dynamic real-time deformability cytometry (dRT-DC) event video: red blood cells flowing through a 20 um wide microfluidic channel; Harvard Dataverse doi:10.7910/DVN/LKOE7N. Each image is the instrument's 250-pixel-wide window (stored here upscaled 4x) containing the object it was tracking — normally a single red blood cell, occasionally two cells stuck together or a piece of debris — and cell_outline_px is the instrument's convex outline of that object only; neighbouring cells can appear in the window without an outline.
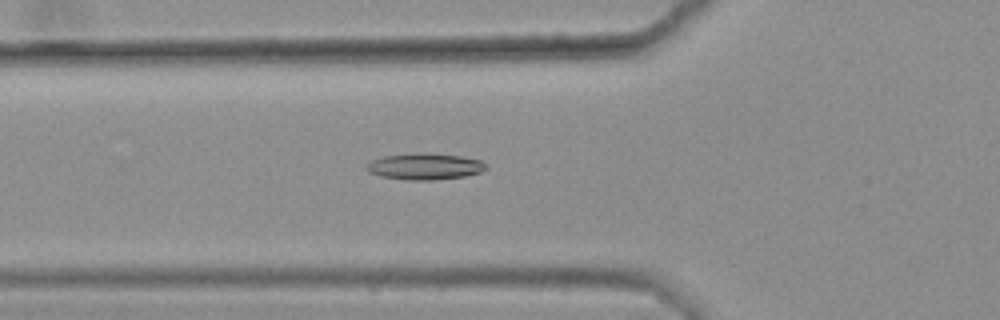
{"species": "common noctule bat (a hibernating species)", "species_latin": "Nyctalus noctula", "temperature_condition": "warm", "stored_images_in_passage": 39, "camera_frame_rate_fps": 3000, "um_per_image_px": 0.085, "animal": {"sex": "female", "body_mass_g": 25.1}, "frame": {"image": 1, "passage_image": 10, "time_ms": 3.0, "image_size_px": [1000, 320], "cell_outline_px": [[488, 168], [480, 172], [464, 176], [432, 180], [408, 180], [380, 176], [368, 172], [364, 168], [372, 160], [384, 156], [424, 152], [460, 156], [480, 160]], "centroid_in_image_um": [36.08, 14.15], "position_along_channel_um": 89.7, "area_um2": 18.26}}
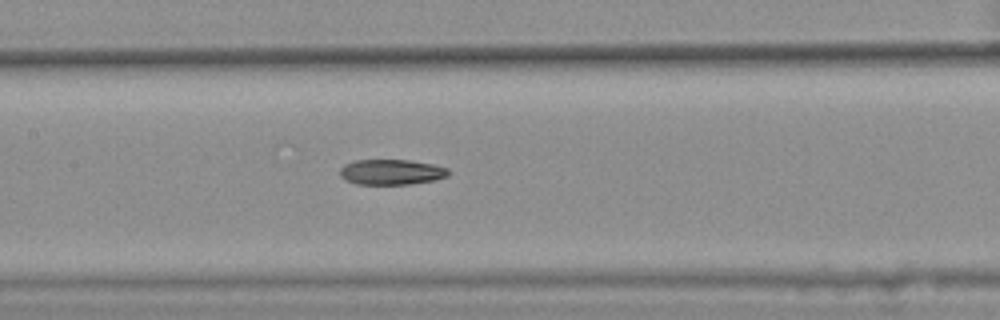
{"frame": {"image": 2, "passage_image": 17, "time_ms": 5.333, "image_size_px": [1000, 320], "cell_outline_px": [[448, 176], [432, 180], [408, 184], [356, 184], [344, 180], [340, 176], [340, 168], [344, 164], [356, 160], [408, 160], [432, 164], [448, 168]], "centroid_in_image_um": [33.21, 14.62], "position_along_channel_um": 174.2, "area_um2": 15.95}}
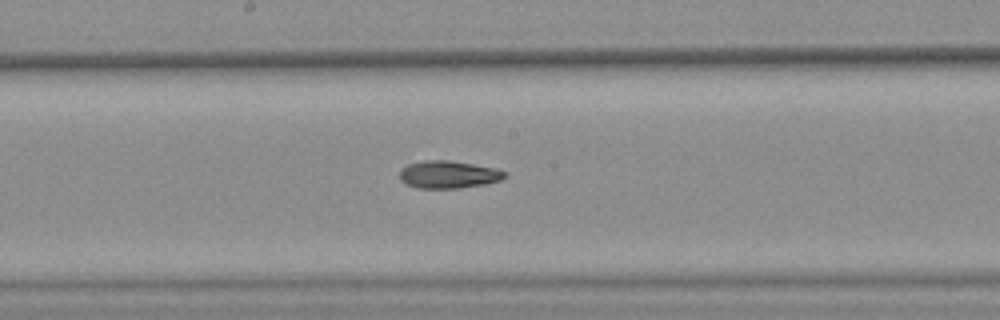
{"frame": {"image": 3, "passage_image": 20, "time_ms": 6.333, "image_size_px": [1000, 320], "cell_outline_px": [[508, 176], [500, 180], [484, 184], [460, 188], [416, 188], [400, 180], [400, 168], [408, 164], [424, 160], [448, 160], [496, 168], [504, 172]], "centroid_in_image_um": [38.09, 14.83], "position_along_channel_um": 210.1, "area_um2": 16.82}, "authors_computed_cell_mechanics": {"area_um2": 16.8198, "velocity_mm_per_s": 3.6056, "shape_relaxation_time_tau1_ms": null, "shape_relaxation_time_tau2_ms": 9.814, "deformation_change_tau1": null, "deformation_change_tau2": 0.1876}}